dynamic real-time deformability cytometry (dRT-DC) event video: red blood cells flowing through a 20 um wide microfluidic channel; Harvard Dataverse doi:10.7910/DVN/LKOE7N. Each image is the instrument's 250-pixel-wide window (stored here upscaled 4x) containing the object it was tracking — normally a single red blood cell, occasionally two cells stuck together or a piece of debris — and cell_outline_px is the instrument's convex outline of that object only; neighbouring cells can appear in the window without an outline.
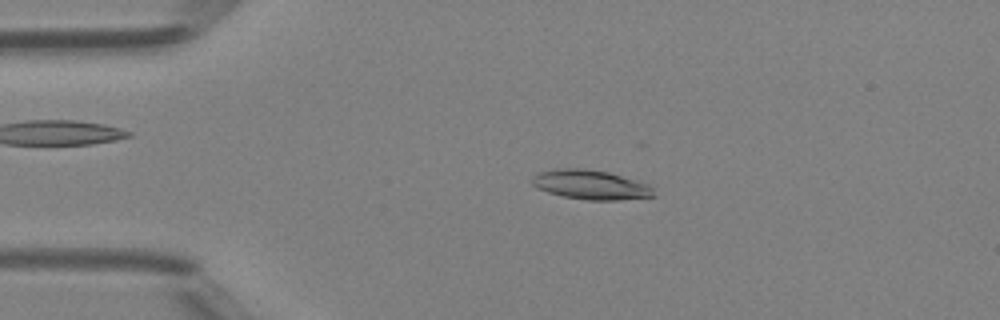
{"species": "Egyptian fruit bat (a non-hibernating species)", "species_latin": "Rousettus aegyptiacus", "temperature_condition": "room temperature", "stored_images_in_passage": 48, "camera_frame_rate_fps": 3000, "um_per_image_px": 0.085, "animal": {"sex": "female"}, "frame": {"image": 1, "passage_image": 10, "time_ms": 3.0, "image_size_px": [1000, 320], "cell_outline_px": [[656, 196], [620, 200], [588, 200], [564, 196], [548, 192], [536, 188], [532, 184], [532, 176], [540, 172], [560, 168], [584, 168], [608, 172], [648, 184], [652, 188]], "centroid_in_image_um": [50.2, 15.7], "position_along_channel_um": 34.8, "area_um2": 20.75}}
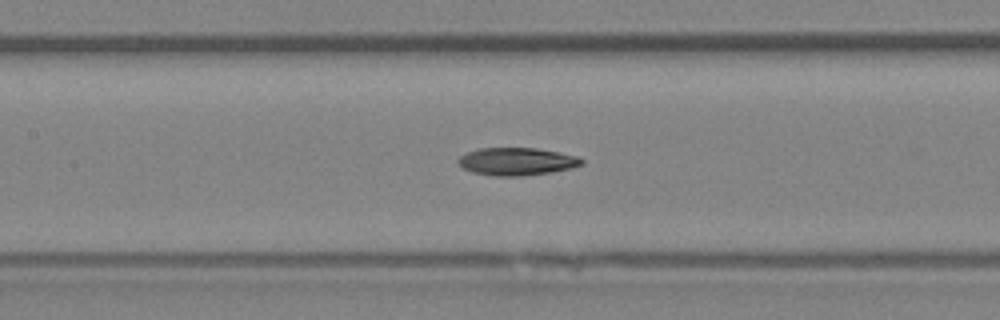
{"frame": {"image": 2, "passage_image": 22, "time_ms": 7.0, "image_size_px": [1000, 320], "cell_outline_px": [[584, 164], [572, 168], [552, 172], [524, 176], [492, 176], [472, 172], [464, 168], [456, 160], [460, 156], [468, 152], [480, 148], [536, 148], [560, 152], [576, 156], [584, 160]], "centroid_in_image_um": [43.95, 13.73], "position_along_channel_um": 163.5, "area_um2": 20.0}}
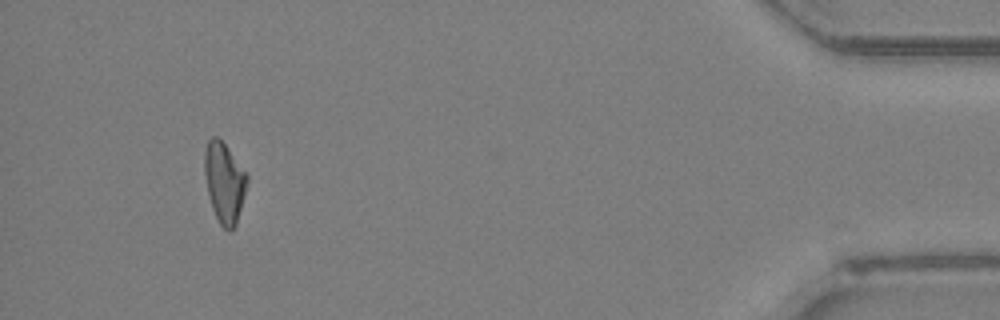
{"frame": {"image": 3, "passage_image": 45, "time_ms": 14.667, "image_size_px": [1000, 320], "cell_outline_px": [[248, 180], [244, 196], [236, 224], [228, 232], [220, 224], [212, 208], [208, 196], [204, 172], [204, 152], [208, 140], [212, 136], [216, 136], [224, 144], [248, 176]], "centroid_in_image_um": [19.04, 15.52], "position_along_channel_um": 416.2, "area_um2": 19.59}, "authors_computed_cell_mechanics": {"area_um2": 19.941, "velocity_mm_per_s": 4.2276, "shape_relaxation_time_tau1_ms": null, "shape_relaxation_time_tau2_ms": 7.1493, "deformation_change_tau1": null, "deformation_change_tau2": 0.1886}}